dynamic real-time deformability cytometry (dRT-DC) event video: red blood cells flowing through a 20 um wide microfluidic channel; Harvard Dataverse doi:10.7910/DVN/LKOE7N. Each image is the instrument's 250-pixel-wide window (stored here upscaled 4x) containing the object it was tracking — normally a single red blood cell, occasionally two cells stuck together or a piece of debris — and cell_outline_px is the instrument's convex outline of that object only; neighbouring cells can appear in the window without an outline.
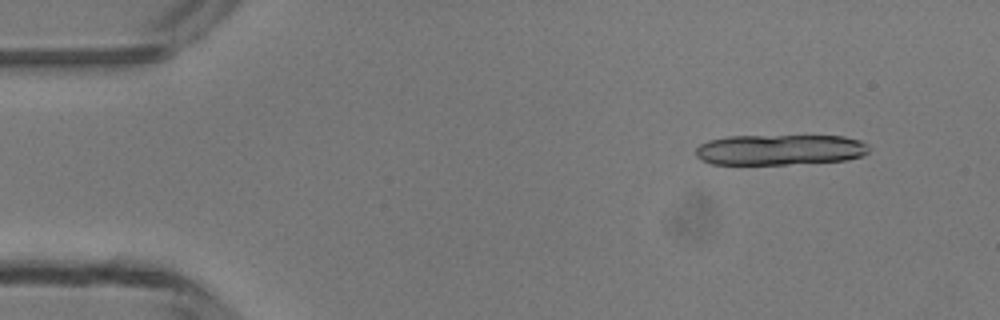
{"species": "common noctule bat (a hibernating species)", "species_latin": "Nyctalus noctula", "temperature_condition": "room temperature", "stored_images_in_passage": 4, "camera_frame_rate_fps": 3000, "um_per_image_px": 0.085, "animal": {"sex": "male", "body_mass_g": 13.3}, "frame": {"image": 1, "passage_image": 1, "time_ms": 0.0, "image_size_px": [1000, 320], "cell_outline_px": [[868, 152], [864, 156], [848, 160], [788, 164], [712, 164], [700, 160], [696, 156], [696, 148], [700, 144], [708, 140], [728, 136], [844, 136], [860, 140], [868, 144]], "centroid_in_image_um": [66.3, 12.73], "position_along_channel_um": 18.7, "area_um2": 31.1}}
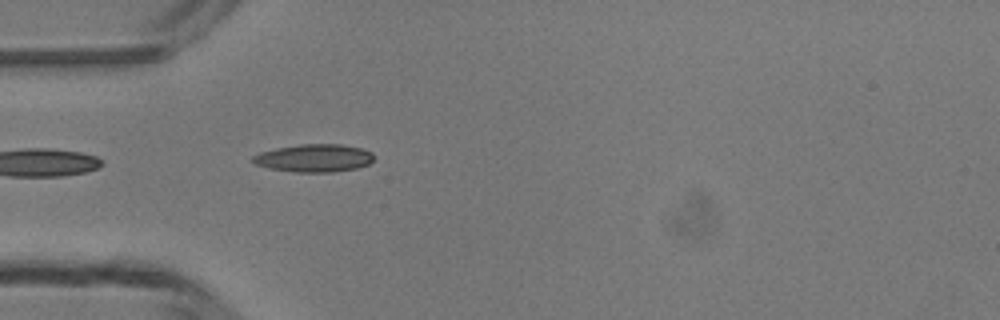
{"frame": {"image": 2, "passage_image": 4, "time_ms": 3.333, "image_size_px": [1000, 320], "cell_outline_px": [[372, 160], [368, 164], [356, 168], [332, 172], [296, 172], [268, 168], [256, 164], [252, 160], [252, 156], [260, 152], [276, 148], [300, 144], [340, 144], [360, 148], [372, 152]], "centroid_in_image_um": [26.67, 13.43], "position_along_channel_um": 58.3, "area_um2": 19.48}}